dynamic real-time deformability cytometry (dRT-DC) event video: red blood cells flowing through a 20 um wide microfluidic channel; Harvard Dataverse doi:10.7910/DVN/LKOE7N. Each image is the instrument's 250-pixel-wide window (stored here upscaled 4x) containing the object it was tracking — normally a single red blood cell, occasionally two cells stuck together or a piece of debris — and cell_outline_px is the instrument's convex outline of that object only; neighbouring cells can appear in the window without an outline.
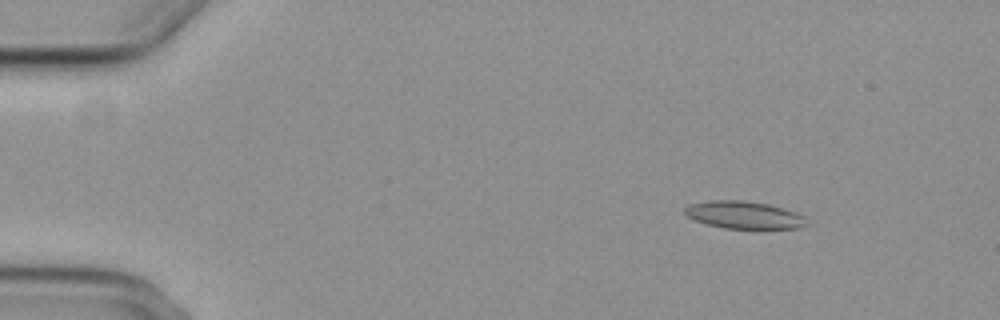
{"species": "common noctule bat (a hibernating species)", "species_latin": "Nyctalus noctula", "temperature_condition": "cold", "stored_images_in_passage": 3, "camera_frame_rate_fps": 3000, "um_per_image_px": 0.085, "animal": {"sex": "female", "body_mass_g": 29.2, "forearm_length_mm": 56.3}, "frame": {"image": 1, "passage_image": 3, "time_ms": 2.333, "image_size_px": [1000, 320], "cell_outline_px": [[812, 224], [800, 228], [724, 228], [708, 224], [684, 216], [684, 208], [692, 204], [708, 200], [744, 200], [768, 204], [796, 212], [804, 216]], "centroid_in_image_um": [63.28, 18.27], "position_along_channel_um": 21.7, "area_um2": 19.59}}